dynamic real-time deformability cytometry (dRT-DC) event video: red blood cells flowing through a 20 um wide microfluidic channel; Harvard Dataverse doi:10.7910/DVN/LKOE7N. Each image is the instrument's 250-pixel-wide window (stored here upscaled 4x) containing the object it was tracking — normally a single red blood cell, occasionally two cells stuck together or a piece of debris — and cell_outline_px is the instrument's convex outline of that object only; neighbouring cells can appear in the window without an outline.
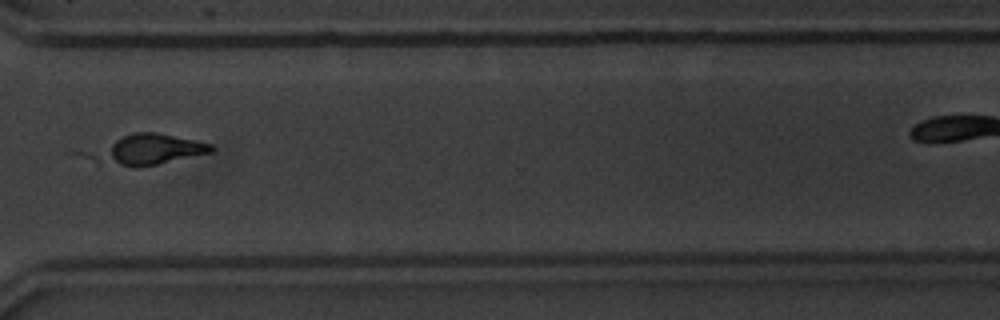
{"species": "common noctule bat (a hibernating species)", "species_latin": "Nyctalus noctula", "temperature_condition": "warm", "stored_images_in_passage": 34, "camera_frame_rate_fps": 3000, "um_per_image_px": 0.085, "animal": {"sex": "male", "body_mass_g": 20.1, "forearm_length_mm": 53.5}, "frame": {"image": 1, "passage_image": 28, "time_ms": 9.0, "image_size_px": [1000, 320], "cell_outline_px": [[216, 148], [212, 152], [156, 164], [96, 164], [68, 152], [136, 132], [156, 132], [196, 140], [212, 144]], "centroid_in_image_um": [12.18, 12.69], "position_along_channel_um": 358.4, "area_um2": 22.54}}
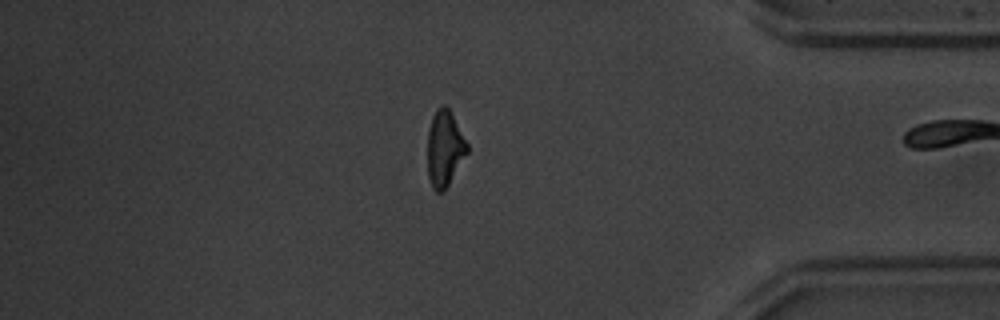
{"frame": {"image": 2, "passage_image": 33, "time_ms": 10.667, "image_size_px": [1000, 320], "cell_outline_px": [[468, 152], [444, 192], [436, 192], [432, 188], [428, 176], [428, 128], [432, 116], [436, 108], [444, 104], [448, 108], [468, 144]], "centroid_in_image_um": [37.78, 12.64], "position_along_channel_um": 397.4, "area_um2": 17.51}}